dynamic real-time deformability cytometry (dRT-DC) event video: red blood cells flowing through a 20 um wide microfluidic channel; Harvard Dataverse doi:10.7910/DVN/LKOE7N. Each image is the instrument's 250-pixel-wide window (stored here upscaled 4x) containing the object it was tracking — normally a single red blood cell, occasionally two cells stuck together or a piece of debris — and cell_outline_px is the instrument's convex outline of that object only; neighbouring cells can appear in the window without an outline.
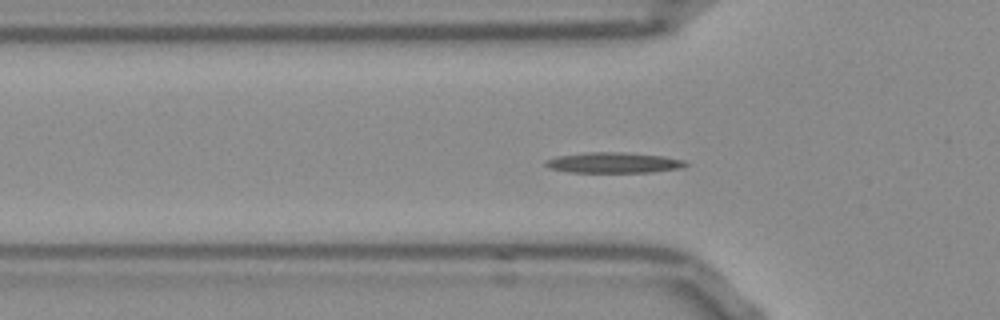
{"species": "Egyptian fruit bat (a non-hibernating species)", "species_latin": "Rousettus aegyptiacus", "temperature_condition": "room temperature", "stored_images_in_passage": 43, "camera_frame_rate_fps": 3000, "um_per_image_px": 0.085, "frame": {"image": 1, "passage_image": 5, "time_ms": 1.333, "image_size_px": [1000, 320], "cell_outline_px": [[688, 164], [684, 168], [652, 172], [568, 172], [552, 168], [544, 164], [544, 160], [556, 156], [592, 152], [624, 152], [664, 156], [684, 160]], "centroid_in_image_um": [52.19, 13.83], "position_along_channel_um": 73.6, "area_um2": 16.82}}
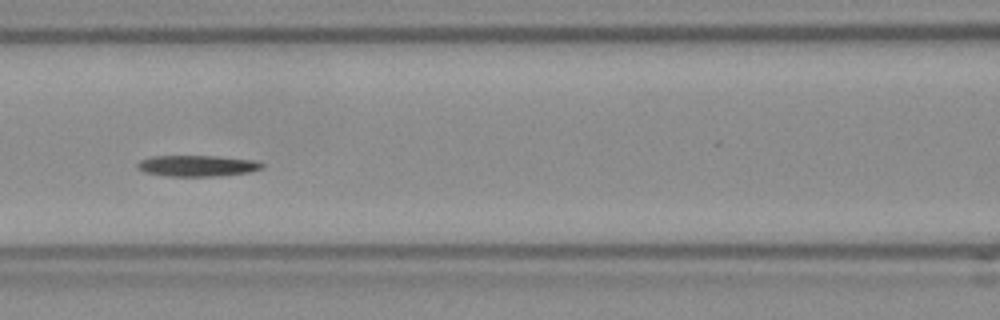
{"frame": {"image": 2, "passage_image": 11, "time_ms": 3.333, "image_size_px": [1000, 320], "cell_outline_px": [[264, 164], [260, 168], [248, 172], [220, 176], [168, 176], [144, 172], [136, 164], [140, 160], [152, 156], [216, 156], [256, 160]], "centroid_in_image_um": [16.76, 14.09], "position_along_channel_um": 149.8, "area_um2": 15.2}}
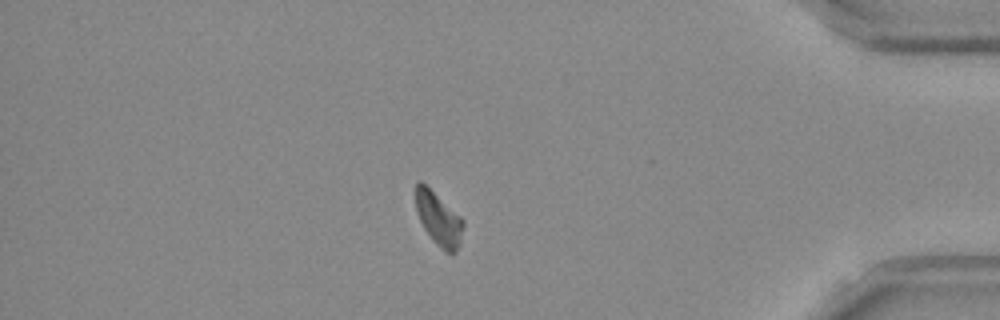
{"frame": {"image": 3, "passage_image": 34, "time_ms": 11.0, "image_size_px": [1000, 320], "cell_outline_px": [[464, 224], [460, 240], [456, 252], [448, 252], [440, 248], [432, 240], [424, 228], [416, 212], [416, 184], [420, 180], [460, 216], [464, 220]], "centroid_in_image_um": [37.27, 18.61], "position_along_channel_um": 397.9, "area_um2": 14.39}, "authors_computed_cell_mechanics": {"area_um2": 14.9702, "velocity_mm_per_s": 3.7572, "shape_relaxation_time_tau1_ms": 9.1912, "shape_relaxation_time_tau2_ms": null, "deformation_change_tau1": 0.2595, "deformation_change_tau2": null}}